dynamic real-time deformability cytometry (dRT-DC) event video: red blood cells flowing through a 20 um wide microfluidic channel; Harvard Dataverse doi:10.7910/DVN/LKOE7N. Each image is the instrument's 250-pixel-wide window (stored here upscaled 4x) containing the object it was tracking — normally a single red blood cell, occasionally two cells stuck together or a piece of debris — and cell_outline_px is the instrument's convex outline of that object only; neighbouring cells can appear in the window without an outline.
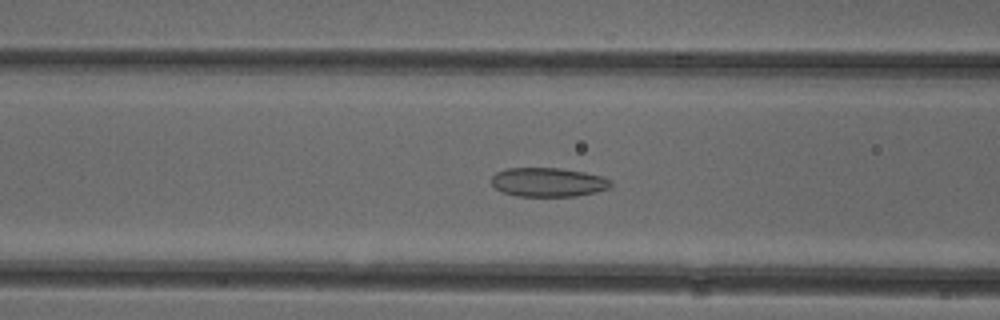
{"species": "common noctule bat (a hibernating species)", "species_latin": "Nyctalus noctula", "temperature_condition": "cold", "stored_images_in_passage": 38, "camera_frame_rate_fps": 3000, "um_per_image_px": 0.085, "animal": {"sex": "female"}, "frame": {"image": 1, "passage_image": 7, "time_ms": 2.0, "image_size_px": [1000, 320], "cell_outline_px": [[612, 184], [608, 188], [596, 192], [576, 196], [516, 196], [500, 192], [492, 184], [492, 176], [496, 172], [504, 168], [560, 168], [584, 172], [604, 176], [612, 180]], "centroid_in_image_um": [46.59, 15.48], "position_along_channel_um": 120.0, "area_um2": 20.4}}
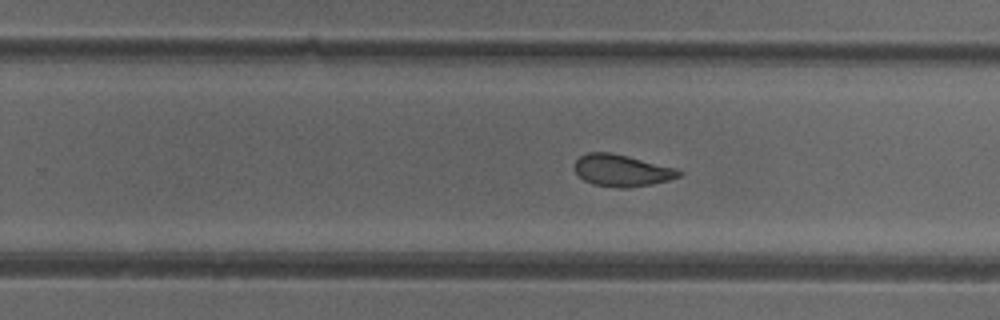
{"frame": {"image": 2, "passage_image": 19, "time_ms": 6.0, "image_size_px": [1000, 320], "cell_outline_px": [[684, 172], [680, 176], [668, 180], [652, 184], [628, 188], [620, 188], [592, 184], [584, 180], [576, 172], [576, 160], [580, 156], [588, 152], [608, 152], [628, 156], [676, 168]], "centroid_in_image_um": [52.88, 14.49], "position_along_channel_um": 276.9, "area_um2": 19.25}}
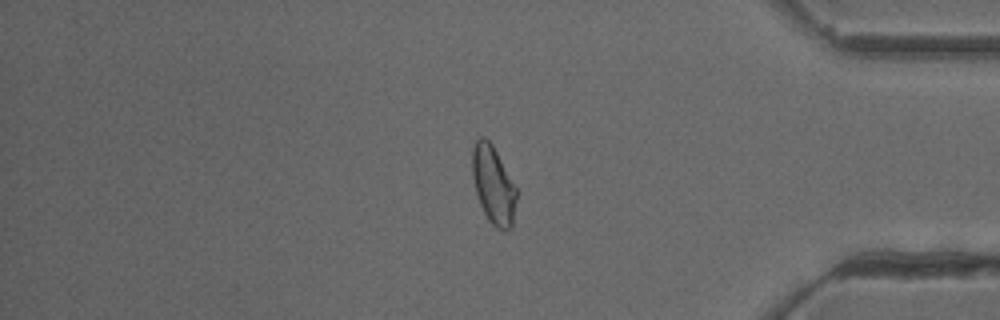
{"frame": {"image": 3, "passage_image": 30, "time_ms": 9.667, "image_size_px": [1000, 320], "cell_outline_px": [[516, 200], [512, 228], [496, 228], [488, 220], [480, 204], [476, 192], [472, 176], [472, 148], [476, 140], [480, 136], [484, 136], [492, 144], [516, 188]], "centroid_in_image_um": [41.91, 15.7], "position_along_channel_um": 393.3, "area_um2": 19.83}, "authors_computed_cell_mechanics": {"area_um2": 20.1433, "velocity_mm_per_s": 3.9272, "shape_relaxation_time_tau1_ms": null, "shape_relaxation_time_tau2_ms": 2.1088, "deformation_change_tau1": null, "deformation_change_tau2": 0.0791}}